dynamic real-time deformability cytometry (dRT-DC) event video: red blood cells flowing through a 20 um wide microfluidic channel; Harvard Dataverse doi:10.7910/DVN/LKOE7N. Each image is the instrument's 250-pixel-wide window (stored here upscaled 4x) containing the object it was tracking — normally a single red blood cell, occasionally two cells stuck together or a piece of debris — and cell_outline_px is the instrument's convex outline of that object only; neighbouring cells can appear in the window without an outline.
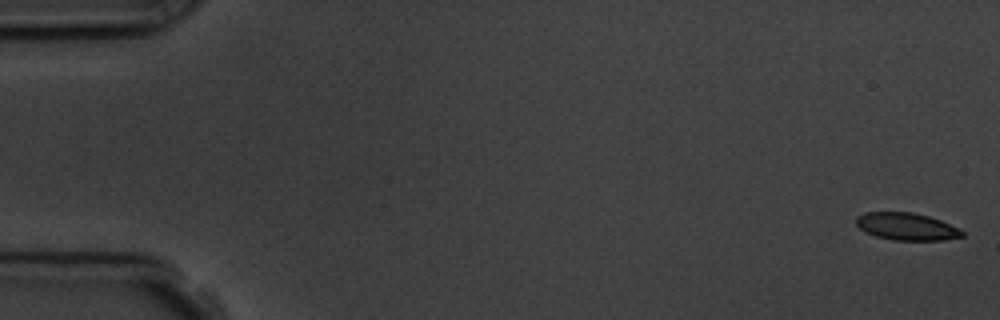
{"species": "common noctule bat (a hibernating species)", "species_latin": "Nyctalus noctula", "temperature_condition": "room temperature", "stored_images_in_passage": 6, "camera_frame_rate_fps": 3000, "um_per_image_px": 0.085, "animal": {"sex": "male", "body_mass_g": 19.5, "forearm_length_mm": 54.6}, "frame": {"image": 1, "passage_image": 1, "time_ms": 0.0, "image_size_px": [1000, 320], "cell_outline_px": [[964, 236], [944, 240], [892, 240], [876, 236], [864, 232], [856, 224], [856, 216], [864, 212], [912, 212], [928, 216], [940, 220], [960, 228], [964, 232]], "centroid_in_image_um": [77.05, 19.25], "position_along_channel_um": 7.9, "area_um2": 16.99}}
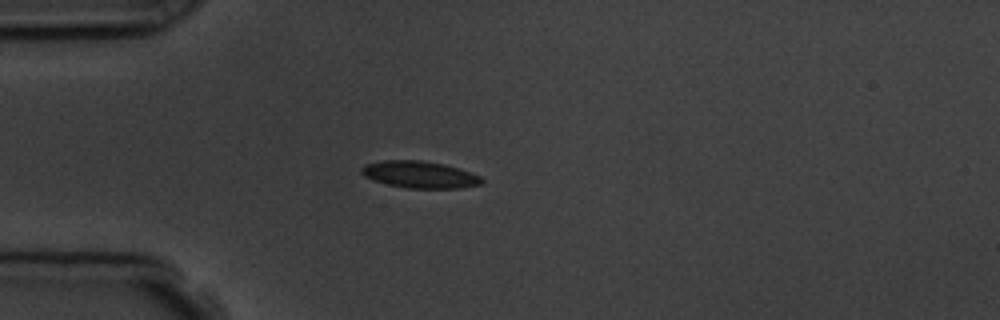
{"frame": {"image": 2, "passage_image": 5, "time_ms": 4.667, "image_size_px": [1000, 320], "cell_outline_px": [[484, 180], [480, 184], [460, 188], [408, 188], [388, 184], [364, 176], [360, 172], [360, 168], [364, 164], [384, 160], [420, 160], [444, 164], [480, 176]], "centroid_in_image_um": [35.64, 14.83], "position_along_channel_um": 49.4, "area_um2": 18.61}}